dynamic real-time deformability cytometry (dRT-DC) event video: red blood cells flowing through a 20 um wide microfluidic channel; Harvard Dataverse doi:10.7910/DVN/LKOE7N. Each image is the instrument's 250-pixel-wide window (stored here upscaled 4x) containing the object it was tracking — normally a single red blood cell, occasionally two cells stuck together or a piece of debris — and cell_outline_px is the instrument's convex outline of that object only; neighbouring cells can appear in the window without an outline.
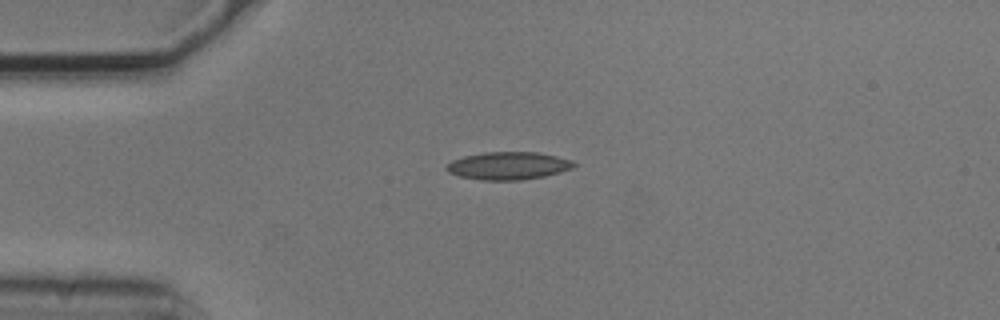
{"species": "common noctule bat (a hibernating species)", "species_latin": "Nyctalus noctula", "temperature_condition": "cold", "stored_images_in_passage": 7, "camera_frame_rate_fps": 3000, "um_per_image_px": 0.085, "animal": {"sex": "male", "body_mass_g": 20.5, "forearm_length_mm": 52.5}, "frame": {"image": 1, "passage_image": 1, "time_ms": 0.0, "image_size_px": [1000, 320], "cell_outline_px": [[576, 164], [572, 168], [560, 172], [544, 176], [520, 180], [480, 180], [460, 176], [448, 172], [444, 168], [452, 160], [464, 156], [484, 152], [536, 152], [556, 156], [572, 160]], "centroid_in_image_um": [43.19, 14.09], "position_along_channel_um": 41.8, "area_um2": 20.52}}
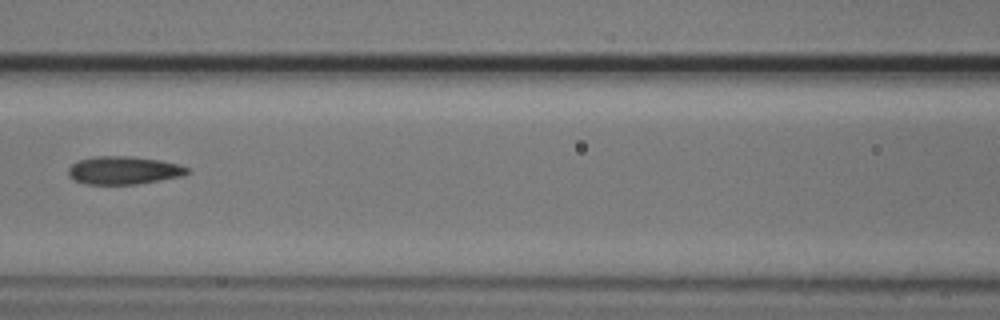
{"frame": {"image": 2, "passage_image": 4, "time_ms": 1.0, "image_size_px": [1000, 320], "cell_outline_px": [[192, 172], [184, 176], [136, 184], [84, 184], [72, 180], [68, 176], [68, 168], [72, 164], [80, 160], [96, 156], [132, 156], [160, 160], [180, 164], [188, 168]], "centroid_in_image_um": [10.53, 14.48], "position_along_channel_um": 156.1, "area_um2": 19.65}}
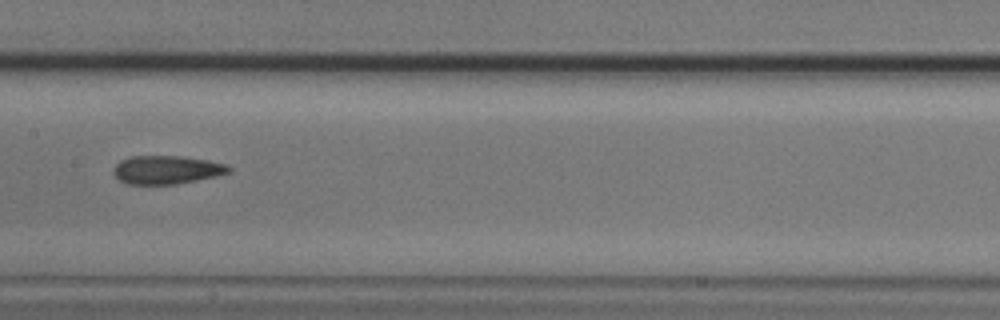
{"frame": {"image": 3, "passage_image": 5, "time_ms": 1.333, "image_size_px": [1000, 320], "cell_outline_px": [[232, 172], [216, 176], [176, 184], [128, 184], [120, 180], [112, 172], [112, 168], [120, 160], [128, 156], [184, 156], [208, 160], [228, 164], [232, 168]], "centroid_in_image_um": [14.18, 14.42], "position_along_channel_um": 193.2, "area_um2": 19.31}}